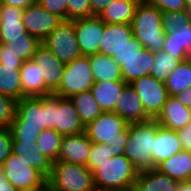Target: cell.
Masks as SVG:
<instances>
[{
	"label": "cell",
	"instance_id": "11",
	"mask_svg": "<svg viewBox=\"0 0 191 191\" xmlns=\"http://www.w3.org/2000/svg\"><path fill=\"white\" fill-rule=\"evenodd\" d=\"M73 26L81 55L98 54L105 23L98 16H91L74 19Z\"/></svg>",
	"mask_w": 191,
	"mask_h": 191
},
{
	"label": "cell",
	"instance_id": "1",
	"mask_svg": "<svg viewBox=\"0 0 191 191\" xmlns=\"http://www.w3.org/2000/svg\"><path fill=\"white\" fill-rule=\"evenodd\" d=\"M93 143L111 145L114 156L122 155L129 137V123L115 112H102L85 126Z\"/></svg>",
	"mask_w": 191,
	"mask_h": 191
},
{
	"label": "cell",
	"instance_id": "25",
	"mask_svg": "<svg viewBox=\"0 0 191 191\" xmlns=\"http://www.w3.org/2000/svg\"><path fill=\"white\" fill-rule=\"evenodd\" d=\"M156 169L178 182L191 181V152L179 151L165 161L161 162Z\"/></svg>",
	"mask_w": 191,
	"mask_h": 191
},
{
	"label": "cell",
	"instance_id": "38",
	"mask_svg": "<svg viewBox=\"0 0 191 191\" xmlns=\"http://www.w3.org/2000/svg\"><path fill=\"white\" fill-rule=\"evenodd\" d=\"M162 50L179 59L180 61L190 58V56L181 49L179 29L175 32L165 34V42Z\"/></svg>",
	"mask_w": 191,
	"mask_h": 191
},
{
	"label": "cell",
	"instance_id": "51",
	"mask_svg": "<svg viewBox=\"0 0 191 191\" xmlns=\"http://www.w3.org/2000/svg\"><path fill=\"white\" fill-rule=\"evenodd\" d=\"M179 102H181L185 107L191 109V87L185 89L182 93L174 96Z\"/></svg>",
	"mask_w": 191,
	"mask_h": 191
},
{
	"label": "cell",
	"instance_id": "53",
	"mask_svg": "<svg viewBox=\"0 0 191 191\" xmlns=\"http://www.w3.org/2000/svg\"><path fill=\"white\" fill-rule=\"evenodd\" d=\"M177 191H191V183L190 182H179Z\"/></svg>",
	"mask_w": 191,
	"mask_h": 191
},
{
	"label": "cell",
	"instance_id": "21",
	"mask_svg": "<svg viewBox=\"0 0 191 191\" xmlns=\"http://www.w3.org/2000/svg\"><path fill=\"white\" fill-rule=\"evenodd\" d=\"M179 182L156 168L138 171L131 191H177Z\"/></svg>",
	"mask_w": 191,
	"mask_h": 191
},
{
	"label": "cell",
	"instance_id": "37",
	"mask_svg": "<svg viewBox=\"0 0 191 191\" xmlns=\"http://www.w3.org/2000/svg\"><path fill=\"white\" fill-rule=\"evenodd\" d=\"M189 23L186 10L162 12V29L165 34L177 31L181 26Z\"/></svg>",
	"mask_w": 191,
	"mask_h": 191
},
{
	"label": "cell",
	"instance_id": "39",
	"mask_svg": "<svg viewBox=\"0 0 191 191\" xmlns=\"http://www.w3.org/2000/svg\"><path fill=\"white\" fill-rule=\"evenodd\" d=\"M16 112V101L0 93V128H9Z\"/></svg>",
	"mask_w": 191,
	"mask_h": 191
},
{
	"label": "cell",
	"instance_id": "24",
	"mask_svg": "<svg viewBox=\"0 0 191 191\" xmlns=\"http://www.w3.org/2000/svg\"><path fill=\"white\" fill-rule=\"evenodd\" d=\"M22 94L25 97L49 96L52 93L45 87L44 78L41 77L35 62L27 60L20 68Z\"/></svg>",
	"mask_w": 191,
	"mask_h": 191
},
{
	"label": "cell",
	"instance_id": "44",
	"mask_svg": "<svg viewBox=\"0 0 191 191\" xmlns=\"http://www.w3.org/2000/svg\"><path fill=\"white\" fill-rule=\"evenodd\" d=\"M13 138L8 128H0V166L12 153Z\"/></svg>",
	"mask_w": 191,
	"mask_h": 191
},
{
	"label": "cell",
	"instance_id": "34",
	"mask_svg": "<svg viewBox=\"0 0 191 191\" xmlns=\"http://www.w3.org/2000/svg\"><path fill=\"white\" fill-rule=\"evenodd\" d=\"M40 44L41 42L37 38H16L8 39V44L4 45L24 62L32 59Z\"/></svg>",
	"mask_w": 191,
	"mask_h": 191
},
{
	"label": "cell",
	"instance_id": "23",
	"mask_svg": "<svg viewBox=\"0 0 191 191\" xmlns=\"http://www.w3.org/2000/svg\"><path fill=\"white\" fill-rule=\"evenodd\" d=\"M124 81H99L94 82L90 91L93 94L102 112H114L116 103L120 100Z\"/></svg>",
	"mask_w": 191,
	"mask_h": 191
},
{
	"label": "cell",
	"instance_id": "40",
	"mask_svg": "<svg viewBox=\"0 0 191 191\" xmlns=\"http://www.w3.org/2000/svg\"><path fill=\"white\" fill-rule=\"evenodd\" d=\"M68 20L92 16L90 0H67Z\"/></svg>",
	"mask_w": 191,
	"mask_h": 191
},
{
	"label": "cell",
	"instance_id": "15",
	"mask_svg": "<svg viewBox=\"0 0 191 191\" xmlns=\"http://www.w3.org/2000/svg\"><path fill=\"white\" fill-rule=\"evenodd\" d=\"M54 129L62 136L76 135L85 131L75 105L70 98L58 97Z\"/></svg>",
	"mask_w": 191,
	"mask_h": 191
},
{
	"label": "cell",
	"instance_id": "27",
	"mask_svg": "<svg viewBox=\"0 0 191 191\" xmlns=\"http://www.w3.org/2000/svg\"><path fill=\"white\" fill-rule=\"evenodd\" d=\"M141 0H114L98 16L105 24H131Z\"/></svg>",
	"mask_w": 191,
	"mask_h": 191
},
{
	"label": "cell",
	"instance_id": "4",
	"mask_svg": "<svg viewBox=\"0 0 191 191\" xmlns=\"http://www.w3.org/2000/svg\"><path fill=\"white\" fill-rule=\"evenodd\" d=\"M138 170L124 155L111 157L93 172L95 187L98 190L131 191Z\"/></svg>",
	"mask_w": 191,
	"mask_h": 191
},
{
	"label": "cell",
	"instance_id": "2",
	"mask_svg": "<svg viewBox=\"0 0 191 191\" xmlns=\"http://www.w3.org/2000/svg\"><path fill=\"white\" fill-rule=\"evenodd\" d=\"M133 36L150 51H160L165 42L162 11L141 0L131 22Z\"/></svg>",
	"mask_w": 191,
	"mask_h": 191
},
{
	"label": "cell",
	"instance_id": "30",
	"mask_svg": "<svg viewBox=\"0 0 191 191\" xmlns=\"http://www.w3.org/2000/svg\"><path fill=\"white\" fill-rule=\"evenodd\" d=\"M165 87L169 96H175L191 87V57L181 61L171 72L165 81Z\"/></svg>",
	"mask_w": 191,
	"mask_h": 191
},
{
	"label": "cell",
	"instance_id": "50",
	"mask_svg": "<svg viewBox=\"0 0 191 191\" xmlns=\"http://www.w3.org/2000/svg\"><path fill=\"white\" fill-rule=\"evenodd\" d=\"M35 2L36 0H0V5H9L25 9Z\"/></svg>",
	"mask_w": 191,
	"mask_h": 191
},
{
	"label": "cell",
	"instance_id": "12",
	"mask_svg": "<svg viewBox=\"0 0 191 191\" xmlns=\"http://www.w3.org/2000/svg\"><path fill=\"white\" fill-rule=\"evenodd\" d=\"M32 61L39 68L40 75L44 78L45 87L53 94L60 86L65 64L59 61L43 43L37 47Z\"/></svg>",
	"mask_w": 191,
	"mask_h": 191
},
{
	"label": "cell",
	"instance_id": "35",
	"mask_svg": "<svg viewBox=\"0 0 191 191\" xmlns=\"http://www.w3.org/2000/svg\"><path fill=\"white\" fill-rule=\"evenodd\" d=\"M8 129L13 142H36L41 132L39 128L22 127V118L16 112Z\"/></svg>",
	"mask_w": 191,
	"mask_h": 191
},
{
	"label": "cell",
	"instance_id": "5",
	"mask_svg": "<svg viewBox=\"0 0 191 191\" xmlns=\"http://www.w3.org/2000/svg\"><path fill=\"white\" fill-rule=\"evenodd\" d=\"M49 191H95L93 173L87 166L62 161L52 163Z\"/></svg>",
	"mask_w": 191,
	"mask_h": 191
},
{
	"label": "cell",
	"instance_id": "48",
	"mask_svg": "<svg viewBox=\"0 0 191 191\" xmlns=\"http://www.w3.org/2000/svg\"><path fill=\"white\" fill-rule=\"evenodd\" d=\"M183 150L191 152V121L182 129L176 131Z\"/></svg>",
	"mask_w": 191,
	"mask_h": 191
},
{
	"label": "cell",
	"instance_id": "7",
	"mask_svg": "<svg viewBox=\"0 0 191 191\" xmlns=\"http://www.w3.org/2000/svg\"><path fill=\"white\" fill-rule=\"evenodd\" d=\"M8 181L18 190L49 187L47 179L25 159V156L11 153L0 166Z\"/></svg>",
	"mask_w": 191,
	"mask_h": 191
},
{
	"label": "cell",
	"instance_id": "32",
	"mask_svg": "<svg viewBox=\"0 0 191 191\" xmlns=\"http://www.w3.org/2000/svg\"><path fill=\"white\" fill-rule=\"evenodd\" d=\"M181 61L164 50L154 52V65L150 75L157 81L165 83L167 77L179 65Z\"/></svg>",
	"mask_w": 191,
	"mask_h": 191
},
{
	"label": "cell",
	"instance_id": "10",
	"mask_svg": "<svg viewBox=\"0 0 191 191\" xmlns=\"http://www.w3.org/2000/svg\"><path fill=\"white\" fill-rule=\"evenodd\" d=\"M22 22L26 32L42 43L63 20L59 16L45 10L38 2H35L24 9Z\"/></svg>",
	"mask_w": 191,
	"mask_h": 191
},
{
	"label": "cell",
	"instance_id": "31",
	"mask_svg": "<svg viewBox=\"0 0 191 191\" xmlns=\"http://www.w3.org/2000/svg\"><path fill=\"white\" fill-rule=\"evenodd\" d=\"M70 100L75 105L80 121L84 126L95 120L102 113L90 90L73 95Z\"/></svg>",
	"mask_w": 191,
	"mask_h": 191
},
{
	"label": "cell",
	"instance_id": "49",
	"mask_svg": "<svg viewBox=\"0 0 191 191\" xmlns=\"http://www.w3.org/2000/svg\"><path fill=\"white\" fill-rule=\"evenodd\" d=\"M112 1L114 0H90L92 16H99Z\"/></svg>",
	"mask_w": 191,
	"mask_h": 191
},
{
	"label": "cell",
	"instance_id": "46",
	"mask_svg": "<svg viewBox=\"0 0 191 191\" xmlns=\"http://www.w3.org/2000/svg\"><path fill=\"white\" fill-rule=\"evenodd\" d=\"M0 64L22 66L23 61L17 58L10 49H7L4 44L0 43Z\"/></svg>",
	"mask_w": 191,
	"mask_h": 191
},
{
	"label": "cell",
	"instance_id": "17",
	"mask_svg": "<svg viewBox=\"0 0 191 191\" xmlns=\"http://www.w3.org/2000/svg\"><path fill=\"white\" fill-rule=\"evenodd\" d=\"M155 121L166 129L177 131L191 121V109L185 107L174 96H168Z\"/></svg>",
	"mask_w": 191,
	"mask_h": 191
},
{
	"label": "cell",
	"instance_id": "18",
	"mask_svg": "<svg viewBox=\"0 0 191 191\" xmlns=\"http://www.w3.org/2000/svg\"><path fill=\"white\" fill-rule=\"evenodd\" d=\"M182 150L177 132L157 124V133L152 151V169Z\"/></svg>",
	"mask_w": 191,
	"mask_h": 191
},
{
	"label": "cell",
	"instance_id": "41",
	"mask_svg": "<svg viewBox=\"0 0 191 191\" xmlns=\"http://www.w3.org/2000/svg\"><path fill=\"white\" fill-rule=\"evenodd\" d=\"M144 46L133 36L120 50L113 56V60L119 65H123V61L135 56L142 51Z\"/></svg>",
	"mask_w": 191,
	"mask_h": 191
},
{
	"label": "cell",
	"instance_id": "8",
	"mask_svg": "<svg viewBox=\"0 0 191 191\" xmlns=\"http://www.w3.org/2000/svg\"><path fill=\"white\" fill-rule=\"evenodd\" d=\"M42 43L64 64L81 56L73 20L63 21Z\"/></svg>",
	"mask_w": 191,
	"mask_h": 191
},
{
	"label": "cell",
	"instance_id": "13",
	"mask_svg": "<svg viewBox=\"0 0 191 191\" xmlns=\"http://www.w3.org/2000/svg\"><path fill=\"white\" fill-rule=\"evenodd\" d=\"M92 144L85 132L63 136L57 161L86 166Z\"/></svg>",
	"mask_w": 191,
	"mask_h": 191
},
{
	"label": "cell",
	"instance_id": "47",
	"mask_svg": "<svg viewBox=\"0 0 191 191\" xmlns=\"http://www.w3.org/2000/svg\"><path fill=\"white\" fill-rule=\"evenodd\" d=\"M181 49L191 57V23L179 28Z\"/></svg>",
	"mask_w": 191,
	"mask_h": 191
},
{
	"label": "cell",
	"instance_id": "43",
	"mask_svg": "<svg viewBox=\"0 0 191 191\" xmlns=\"http://www.w3.org/2000/svg\"><path fill=\"white\" fill-rule=\"evenodd\" d=\"M58 108V96H44V111L46 117L45 128L54 129L55 110Z\"/></svg>",
	"mask_w": 191,
	"mask_h": 191
},
{
	"label": "cell",
	"instance_id": "9",
	"mask_svg": "<svg viewBox=\"0 0 191 191\" xmlns=\"http://www.w3.org/2000/svg\"><path fill=\"white\" fill-rule=\"evenodd\" d=\"M142 100L146 115L155 120L166 103L168 92L165 83L157 81L153 76H142L130 83Z\"/></svg>",
	"mask_w": 191,
	"mask_h": 191
},
{
	"label": "cell",
	"instance_id": "52",
	"mask_svg": "<svg viewBox=\"0 0 191 191\" xmlns=\"http://www.w3.org/2000/svg\"><path fill=\"white\" fill-rule=\"evenodd\" d=\"M0 191H18L6 178L0 168Z\"/></svg>",
	"mask_w": 191,
	"mask_h": 191
},
{
	"label": "cell",
	"instance_id": "29",
	"mask_svg": "<svg viewBox=\"0 0 191 191\" xmlns=\"http://www.w3.org/2000/svg\"><path fill=\"white\" fill-rule=\"evenodd\" d=\"M22 66L0 64V93L18 101L22 94L20 68Z\"/></svg>",
	"mask_w": 191,
	"mask_h": 191
},
{
	"label": "cell",
	"instance_id": "3",
	"mask_svg": "<svg viewBox=\"0 0 191 191\" xmlns=\"http://www.w3.org/2000/svg\"><path fill=\"white\" fill-rule=\"evenodd\" d=\"M156 133L155 120L129 123V137L123 154L138 171L152 169V151Z\"/></svg>",
	"mask_w": 191,
	"mask_h": 191
},
{
	"label": "cell",
	"instance_id": "20",
	"mask_svg": "<svg viewBox=\"0 0 191 191\" xmlns=\"http://www.w3.org/2000/svg\"><path fill=\"white\" fill-rule=\"evenodd\" d=\"M132 37L131 24H105L99 53L113 57Z\"/></svg>",
	"mask_w": 191,
	"mask_h": 191
},
{
	"label": "cell",
	"instance_id": "36",
	"mask_svg": "<svg viewBox=\"0 0 191 191\" xmlns=\"http://www.w3.org/2000/svg\"><path fill=\"white\" fill-rule=\"evenodd\" d=\"M111 145L103 143H93L87 160V168L93 173L100 164L105 163L114 153L111 151Z\"/></svg>",
	"mask_w": 191,
	"mask_h": 191
},
{
	"label": "cell",
	"instance_id": "19",
	"mask_svg": "<svg viewBox=\"0 0 191 191\" xmlns=\"http://www.w3.org/2000/svg\"><path fill=\"white\" fill-rule=\"evenodd\" d=\"M16 113L22 118V127L46 129L44 96L24 97L16 101Z\"/></svg>",
	"mask_w": 191,
	"mask_h": 191
},
{
	"label": "cell",
	"instance_id": "33",
	"mask_svg": "<svg viewBox=\"0 0 191 191\" xmlns=\"http://www.w3.org/2000/svg\"><path fill=\"white\" fill-rule=\"evenodd\" d=\"M62 138L63 136L55 129L46 128L36 138V144L43 154L55 162L58 158Z\"/></svg>",
	"mask_w": 191,
	"mask_h": 191
},
{
	"label": "cell",
	"instance_id": "6",
	"mask_svg": "<svg viewBox=\"0 0 191 191\" xmlns=\"http://www.w3.org/2000/svg\"><path fill=\"white\" fill-rule=\"evenodd\" d=\"M94 82L89 56L81 55L64 65L60 86L53 95L71 98L73 95L90 90Z\"/></svg>",
	"mask_w": 191,
	"mask_h": 191
},
{
	"label": "cell",
	"instance_id": "16",
	"mask_svg": "<svg viewBox=\"0 0 191 191\" xmlns=\"http://www.w3.org/2000/svg\"><path fill=\"white\" fill-rule=\"evenodd\" d=\"M114 112L128 123L147 122L151 120L145 113L142 100L130 84L124 86Z\"/></svg>",
	"mask_w": 191,
	"mask_h": 191
},
{
	"label": "cell",
	"instance_id": "14",
	"mask_svg": "<svg viewBox=\"0 0 191 191\" xmlns=\"http://www.w3.org/2000/svg\"><path fill=\"white\" fill-rule=\"evenodd\" d=\"M24 9L9 5H0V43L8 44V39L35 38L26 32L22 22Z\"/></svg>",
	"mask_w": 191,
	"mask_h": 191
},
{
	"label": "cell",
	"instance_id": "26",
	"mask_svg": "<svg viewBox=\"0 0 191 191\" xmlns=\"http://www.w3.org/2000/svg\"><path fill=\"white\" fill-rule=\"evenodd\" d=\"M12 152L25 156L29 164L46 179L51 175L53 162L39 150L36 142H13Z\"/></svg>",
	"mask_w": 191,
	"mask_h": 191
},
{
	"label": "cell",
	"instance_id": "28",
	"mask_svg": "<svg viewBox=\"0 0 191 191\" xmlns=\"http://www.w3.org/2000/svg\"><path fill=\"white\" fill-rule=\"evenodd\" d=\"M91 71L95 82L99 81H123L120 66L104 54L89 56Z\"/></svg>",
	"mask_w": 191,
	"mask_h": 191
},
{
	"label": "cell",
	"instance_id": "55",
	"mask_svg": "<svg viewBox=\"0 0 191 191\" xmlns=\"http://www.w3.org/2000/svg\"><path fill=\"white\" fill-rule=\"evenodd\" d=\"M24 191H49V187H37L31 190H24Z\"/></svg>",
	"mask_w": 191,
	"mask_h": 191
},
{
	"label": "cell",
	"instance_id": "22",
	"mask_svg": "<svg viewBox=\"0 0 191 191\" xmlns=\"http://www.w3.org/2000/svg\"><path fill=\"white\" fill-rule=\"evenodd\" d=\"M154 65V52L144 48L135 56L123 61L120 66L122 79L130 84L142 76L150 75Z\"/></svg>",
	"mask_w": 191,
	"mask_h": 191
},
{
	"label": "cell",
	"instance_id": "45",
	"mask_svg": "<svg viewBox=\"0 0 191 191\" xmlns=\"http://www.w3.org/2000/svg\"><path fill=\"white\" fill-rule=\"evenodd\" d=\"M147 3L155 6L162 12L164 11H182L186 10L185 0H145Z\"/></svg>",
	"mask_w": 191,
	"mask_h": 191
},
{
	"label": "cell",
	"instance_id": "54",
	"mask_svg": "<svg viewBox=\"0 0 191 191\" xmlns=\"http://www.w3.org/2000/svg\"><path fill=\"white\" fill-rule=\"evenodd\" d=\"M186 11L188 14V20L191 23V0H185Z\"/></svg>",
	"mask_w": 191,
	"mask_h": 191
},
{
	"label": "cell",
	"instance_id": "42",
	"mask_svg": "<svg viewBox=\"0 0 191 191\" xmlns=\"http://www.w3.org/2000/svg\"><path fill=\"white\" fill-rule=\"evenodd\" d=\"M38 3L45 10L59 16L63 21L68 20L67 0H39Z\"/></svg>",
	"mask_w": 191,
	"mask_h": 191
}]
</instances>
